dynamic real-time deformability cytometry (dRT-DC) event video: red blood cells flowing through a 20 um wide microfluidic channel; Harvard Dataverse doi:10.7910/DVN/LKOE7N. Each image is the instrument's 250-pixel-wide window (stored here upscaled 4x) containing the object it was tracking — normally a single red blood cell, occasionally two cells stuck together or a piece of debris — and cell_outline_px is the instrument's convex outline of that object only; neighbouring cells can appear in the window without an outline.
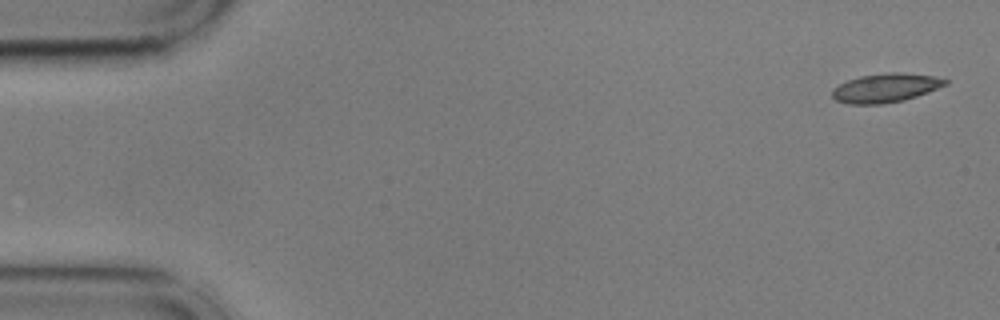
{"species": "common noctule bat (a hibernating species)", "species_latin": "Nyctalus noctula", "temperature_condition": "cold", "stored_images_in_passage": 15, "camera_frame_rate_fps": 3000, "um_per_image_px": 0.085, "animal": {"sex": "male", "body_mass_g": 17.9, "forearm_length_mm": 54.2}, "frame": {"image": 1, "passage_image": 1, "time_ms": 0.0, "image_size_px": [1000, 320], "cell_outline_px": [[948, 84], [928, 92], [904, 100], [884, 104], [848, 104], [836, 100], [832, 96], [832, 88], [848, 80], [860, 76], [892, 72], [896, 72], [932, 76], [948, 80]], "centroid_in_image_um": [75.26, 7.48], "position_along_channel_um": 9.7, "area_um2": 18.9}}
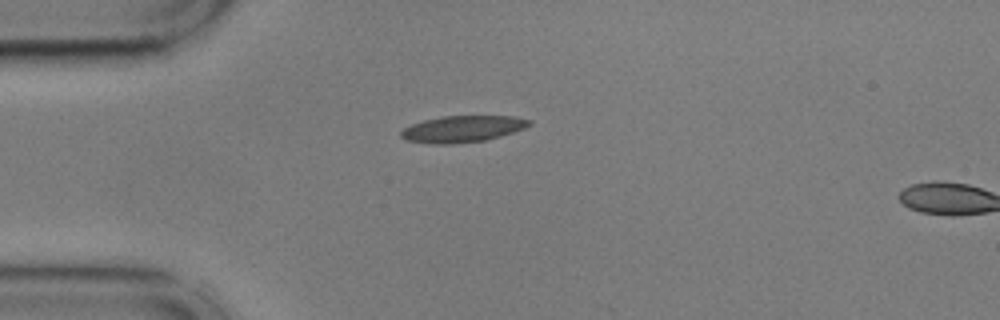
{"frame": {"image": 2, "passage_image": 13, "time_ms": 4.0, "image_size_px": [1000, 320], "cell_outline_px": [[532, 124], [524, 128], [500, 136], [484, 140], [452, 144], [432, 144], [404, 140], [400, 136], [400, 132], [404, 128], [412, 124], [424, 120], [444, 116], [512, 116], [532, 120]], "centroid_in_image_um": [39.29, 10.96], "position_along_channel_um": 45.7, "area_um2": 19.77}}